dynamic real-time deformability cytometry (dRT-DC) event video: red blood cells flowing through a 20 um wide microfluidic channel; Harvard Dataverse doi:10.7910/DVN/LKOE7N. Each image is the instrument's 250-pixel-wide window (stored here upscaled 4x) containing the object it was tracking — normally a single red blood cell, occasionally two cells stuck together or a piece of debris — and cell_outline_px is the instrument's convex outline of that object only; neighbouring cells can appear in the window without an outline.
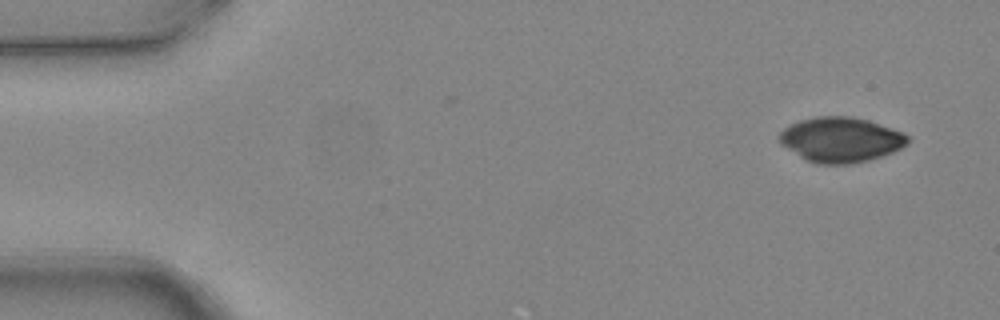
{"species": "common noctule bat (a hibernating species)", "species_latin": "Nyctalus noctula", "temperature_condition": "warm", "stored_images_in_passage": 4, "camera_frame_rate_fps": 3000, "um_per_image_px": 0.085, "animal": {"sex": "female", "body_mass_g": 24.6, "forearm_length_mm": 56.2}, "frame": {"image": 1, "passage_image": 1, "time_ms": 0.0, "image_size_px": [1000, 320], "cell_outline_px": [[912, 140], [908, 144], [892, 152], [868, 160], [852, 164], [820, 164], [808, 160], [800, 156], [780, 144], [776, 140], [780, 132], [784, 128], [800, 120], [816, 116], [852, 116], [868, 120], [892, 128], [908, 136]], "centroid_in_image_um": [71.46, 11.86], "position_along_channel_um": 13.5, "area_um2": 33.64}}